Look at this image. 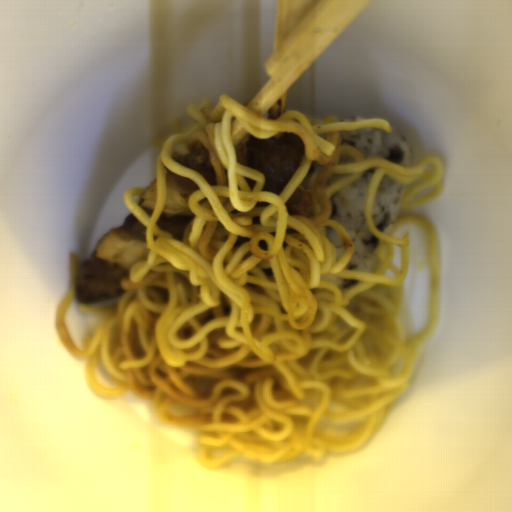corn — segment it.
Listing matches in <instances>:
<instances>
[{"instance_id": "51d56268", "label": "corn", "mask_w": 512, "mask_h": 512, "mask_svg": "<svg viewBox=\"0 0 512 512\" xmlns=\"http://www.w3.org/2000/svg\"><path fill=\"white\" fill-rule=\"evenodd\" d=\"M334 118H332L330 115L326 118H324V122L327 124H333Z\"/></svg>"}]
</instances>
